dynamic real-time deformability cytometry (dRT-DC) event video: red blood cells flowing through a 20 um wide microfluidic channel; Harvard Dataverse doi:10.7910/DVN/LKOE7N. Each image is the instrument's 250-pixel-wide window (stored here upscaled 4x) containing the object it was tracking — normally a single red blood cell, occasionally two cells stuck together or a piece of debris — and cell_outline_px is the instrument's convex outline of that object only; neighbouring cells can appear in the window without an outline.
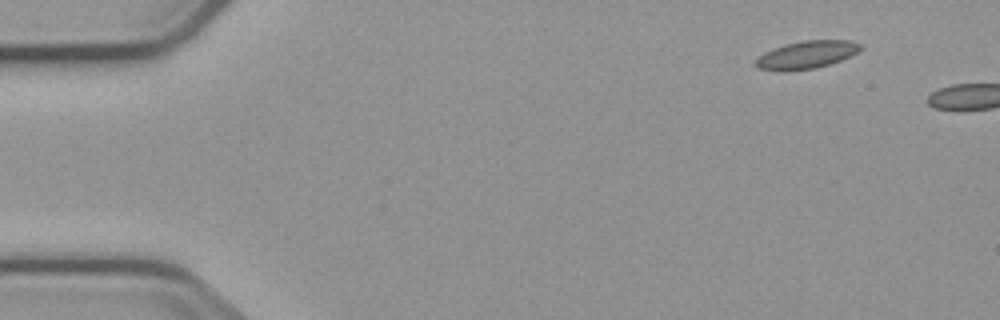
{"species": "common noctule bat (a hibernating species)", "species_latin": "Nyctalus noctula", "temperature_condition": "cold", "stored_images_in_passage": 3, "camera_frame_rate_fps": 3000, "um_per_image_px": 0.085, "animal": {"sex": "male", "body_mass_g": 23.1, "forearm_length_mm": 52.7}, "frame": {"image": 1, "passage_image": 1, "time_ms": 0.0, "image_size_px": [1000, 320], "cell_outline_px": [[864, 48], [840, 60], [816, 68], [784, 72], [776, 72], [756, 68], [752, 64], [764, 52], [772, 48], [784, 44], [804, 40], [852, 40], [860, 44]], "centroid_in_image_um": [68.48, 4.67], "position_along_channel_um": 16.5, "area_um2": 17.22}}